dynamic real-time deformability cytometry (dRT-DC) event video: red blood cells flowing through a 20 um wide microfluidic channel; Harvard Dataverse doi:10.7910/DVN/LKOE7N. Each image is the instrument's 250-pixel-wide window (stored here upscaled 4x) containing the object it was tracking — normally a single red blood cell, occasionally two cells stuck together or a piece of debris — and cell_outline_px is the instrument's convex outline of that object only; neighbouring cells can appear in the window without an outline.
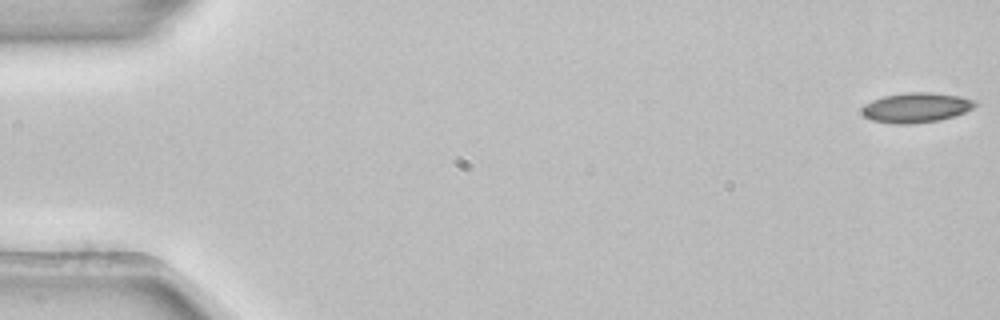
{"species": "common noctule bat (a hibernating species)", "species_latin": "Nyctalus noctula", "temperature_condition": "room temperature", "stored_images_in_passage": 5, "camera_frame_rate_fps": 3000, "um_per_image_px": 0.085, "animal": {"sex": "female", "body_mass_g": 22.7, "forearm_length_mm": 54.2}, "frame": {"image": 1, "passage_image": 1, "time_ms": 0.0, "image_size_px": [1000, 320], "cell_outline_px": [[980, 104], [964, 112], [940, 120], [912, 124], [892, 124], [872, 120], [864, 116], [860, 112], [860, 108], [864, 104], [872, 100], [884, 96], [908, 92], [932, 92], [960, 96], [976, 100]], "centroid_in_image_um": [77.86, 9.14], "position_along_channel_um": 7.1, "area_um2": 19.94}}
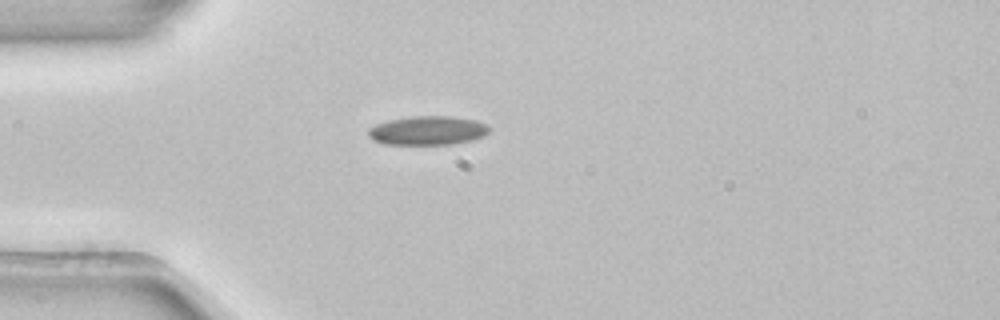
{"frame": {"image": 2, "passage_image": 5, "time_ms": 1.333, "image_size_px": [1000, 320], "cell_outline_px": [[488, 132], [484, 136], [472, 140], [452, 144], [384, 144], [372, 140], [368, 136], [368, 128], [376, 124], [388, 120], [412, 116], [452, 116], [476, 120], [484, 124], [488, 128]], "centroid_in_image_um": [36.31, 11.09], "position_along_channel_um": 48.7, "area_um2": 20.4}}